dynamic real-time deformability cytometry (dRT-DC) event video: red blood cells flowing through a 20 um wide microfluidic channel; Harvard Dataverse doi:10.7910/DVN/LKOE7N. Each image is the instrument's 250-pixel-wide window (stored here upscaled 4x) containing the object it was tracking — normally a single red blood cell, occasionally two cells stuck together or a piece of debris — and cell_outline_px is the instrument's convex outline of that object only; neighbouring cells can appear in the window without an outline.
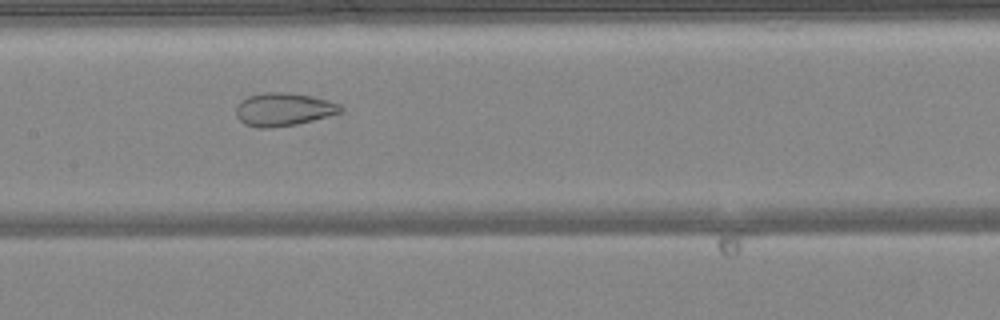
{"species": "common noctule bat (a hibernating species)", "species_latin": "Nyctalus noctula", "temperature_condition": "warm", "stored_images_in_passage": 41, "camera_frame_rate_fps": 3000, "um_per_image_px": 0.085, "animal": {"sex": "female", "body_mass_g": 24.6, "forearm_length_mm": 56.2}, "frame": {"image": 1, "passage_image": 16, "time_ms": 5.0, "image_size_px": [1000, 320], "cell_outline_px": [[344, 108], [340, 112], [328, 116], [296, 124], [272, 128], [256, 128], [244, 124], [236, 116], [236, 104], [240, 100], [248, 96], [264, 92], [284, 92], [308, 96], [340, 104]], "centroid_in_image_um": [24.02, 9.31], "position_along_channel_um": 183.4, "area_um2": 20.06}}
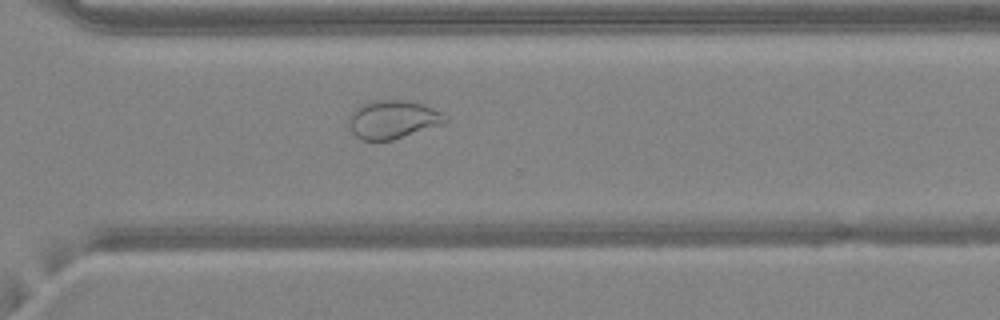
{"frame": {"image": 2, "passage_image": 27, "time_ms": 8.667, "image_size_px": [1000, 320], "cell_outline_px": [[448, 120], [444, 124], [392, 140], [360, 140], [352, 132], [348, 124], [348, 116], [356, 108], [364, 104], [380, 100], [404, 100], [424, 104], [444, 112], [448, 116]], "centroid_in_image_um": [33.43, 10.16], "position_along_channel_um": 337.2, "area_um2": 21.68}}
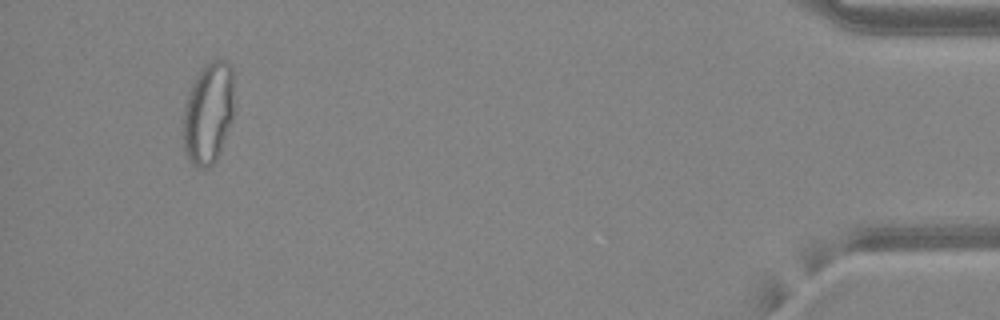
{"frame": {"image": 3, "passage_image": 38, "time_ms": 12.333, "image_size_px": [1000, 320], "cell_outline_px": [[232, 120], [220, 152], [216, 160], [208, 168], [200, 168], [192, 164], [184, 152], [184, 104], [188, 92], [196, 76], [208, 60], [224, 60], [232, 68]], "centroid_in_image_um": [17.69, 9.63], "position_along_channel_um": 417.5, "area_um2": 30.0}, "authors_computed_cell_mechanics": {"area_um2": 25.8366, "velocity_mm_per_s": 4.2139, "shape_relaxation_time_tau1_ms": null, "shape_relaxation_time_tau2_ms": 1.0232, "deformation_change_tau1": null, "deformation_change_tau2": 0.06}}